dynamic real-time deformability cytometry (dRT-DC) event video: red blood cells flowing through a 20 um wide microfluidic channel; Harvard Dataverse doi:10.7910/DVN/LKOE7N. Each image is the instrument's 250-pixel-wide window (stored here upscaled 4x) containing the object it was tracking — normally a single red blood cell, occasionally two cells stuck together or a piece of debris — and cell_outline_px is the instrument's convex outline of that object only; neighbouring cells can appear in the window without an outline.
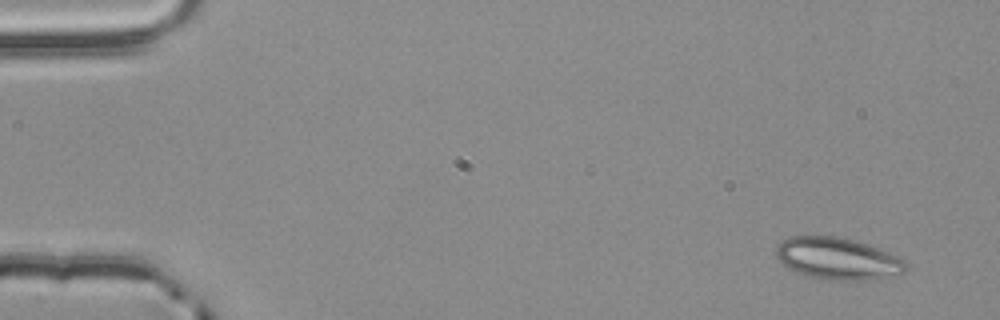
{"species": "common noctule bat (a hibernating species)", "species_latin": "Nyctalus noctula", "temperature_condition": "room temperature", "stored_images_in_passage": 3, "camera_frame_rate_fps": 3000, "um_per_image_px": 0.085, "animal": {"sex": "male", "body_mass_g": 20.4}, "frame": {"image": 1, "passage_image": 1, "time_ms": 0.0, "image_size_px": [1000, 320], "cell_outline_px": [[908, 268], [904, 272], [896, 276], [876, 280], [840, 280], [812, 276], [800, 272], [784, 264], [776, 256], [776, 244], [792, 236], [832, 236], [852, 240], [868, 244], [904, 260], [908, 264]], "centroid_in_image_um": [71.26, 21.98], "position_along_channel_um": 13.7, "area_um2": 31.21}}